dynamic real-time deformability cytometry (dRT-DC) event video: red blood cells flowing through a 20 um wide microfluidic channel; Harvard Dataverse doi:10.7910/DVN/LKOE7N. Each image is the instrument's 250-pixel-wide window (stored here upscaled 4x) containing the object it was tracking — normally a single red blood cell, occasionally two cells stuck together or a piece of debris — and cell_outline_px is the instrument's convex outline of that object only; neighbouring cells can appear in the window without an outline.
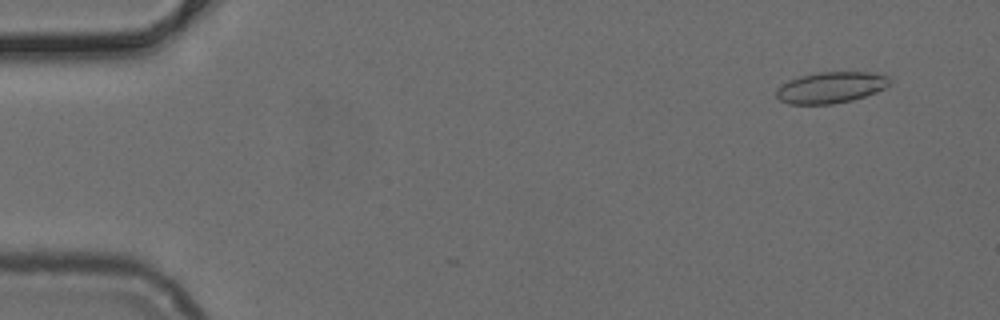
{"species": "common noctule bat (a hibernating species)", "species_latin": "Nyctalus noctula", "temperature_condition": "cold", "stored_images_in_passage": 45, "camera_frame_rate_fps": 3000, "um_per_image_px": 0.085, "animal": {"sex": "female", "body_mass_g": 24.6, "forearm_length_mm": 56.2}, "frame": {"image": 1, "passage_image": 4, "time_ms": 1.0, "image_size_px": [1000, 320], "cell_outline_px": [[888, 84], [884, 88], [876, 92], [852, 100], [832, 104], [788, 104], [780, 100], [776, 96], [776, 88], [788, 80], [800, 76], [816, 72], [872, 72], [888, 76]], "centroid_in_image_um": [70.57, 7.43], "position_along_channel_um": 14.4, "area_um2": 20.58}}
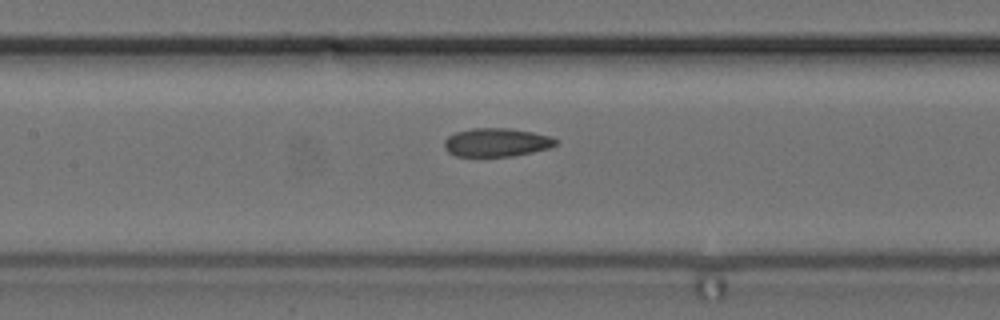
{"frame": {"image": 2, "passage_image": 24, "time_ms": 7.667, "image_size_px": [1000, 320], "cell_outline_px": [[556, 144], [548, 148], [532, 152], [512, 156], [456, 156], [448, 152], [444, 148], [444, 140], [448, 136], [456, 132], [472, 128], [508, 128], [532, 132], [552, 136], [556, 140]], "centroid_in_image_um": [42.17, 12.1], "position_along_channel_um": 165.2, "area_um2": 18.44}}
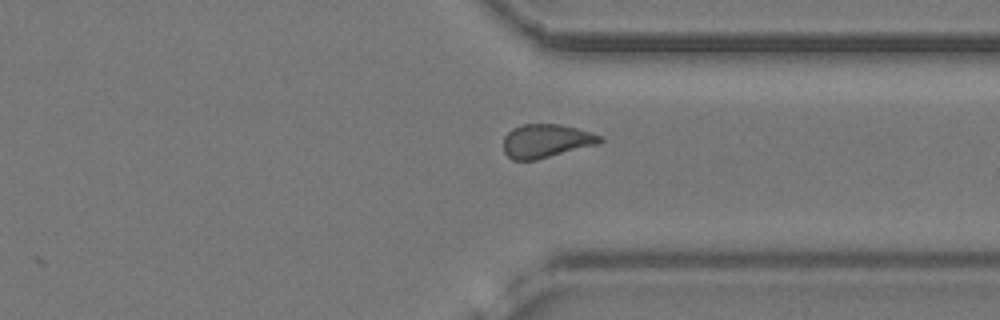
{"frame": {"image": 3, "passage_image": 39, "time_ms": 12.667, "image_size_px": [1000, 320], "cell_outline_px": [[604, 140], [596, 144], [536, 160], [512, 160], [504, 152], [504, 136], [512, 128], [520, 124], [560, 124], [592, 132], [604, 136]], "centroid_in_image_um": [46.41, 11.97], "position_along_channel_um": 365.0, "area_um2": 18.9}}